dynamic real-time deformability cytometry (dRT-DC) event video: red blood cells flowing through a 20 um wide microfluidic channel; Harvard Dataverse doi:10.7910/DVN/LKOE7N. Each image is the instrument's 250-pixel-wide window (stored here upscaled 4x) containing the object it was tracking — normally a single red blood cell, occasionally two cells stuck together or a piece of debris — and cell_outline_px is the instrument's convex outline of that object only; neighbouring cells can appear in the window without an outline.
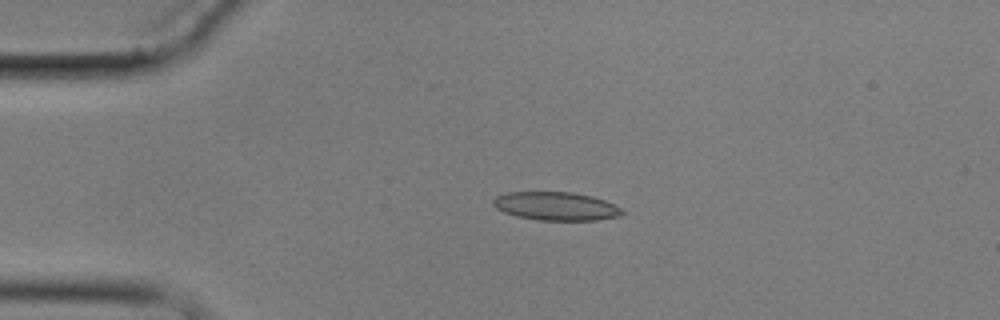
{"species": "common noctule bat (a hibernating species)", "species_latin": "Nyctalus noctula", "temperature_condition": "cold", "stored_images_in_passage": 5, "camera_frame_rate_fps": 3000, "um_per_image_px": 0.085, "animal": {"sex": "male", "body_mass_g": 17.9}, "frame": {"image": 1, "passage_image": 4, "time_ms": 3.667, "image_size_px": [1000, 320], "cell_outline_px": [[624, 212], [620, 216], [596, 220], [536, 220], [516, 216], [504, 212], [496, 208], [492, 204], [492, 200], [496, 196], [508, 192], [572, 192], [592, 196], [604, 200], [620, 208]], "centroid_in_image_um": [47.22, 17.52], "position_along_channel_um": 37.8, "area_um2": 21.33}}